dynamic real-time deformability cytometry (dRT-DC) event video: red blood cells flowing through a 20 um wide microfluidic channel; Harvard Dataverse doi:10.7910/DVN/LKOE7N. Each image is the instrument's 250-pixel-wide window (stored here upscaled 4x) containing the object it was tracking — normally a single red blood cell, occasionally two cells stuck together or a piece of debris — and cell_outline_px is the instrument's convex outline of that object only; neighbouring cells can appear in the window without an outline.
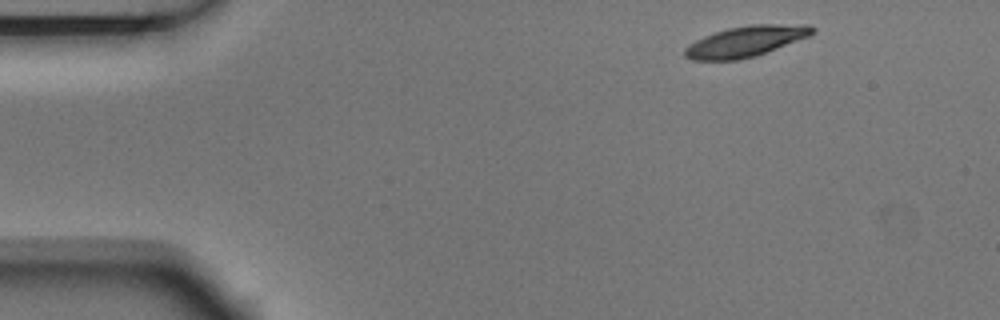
{"species": "Egyptian fruit bat (a non-hibernating species)", "species_latin": "Rousettus aegyptiacus", "temperature_condition": "room temperature", "stored_images_in_passage": 3, "camera_frame_rate_fps": 3000, "um_per_image_px": 0.085, "animal": {"sex": "male"}, "frame": {"image": 1, "passage_image": 1, "time_ms": 0.0, "image_size_px": [1000, 320], "cell_outline_px": [[816, 32], [808, 36], [756, 56], [740, 60], [692, 60], [684, 56], [684, 48], [688, 44], [704, 36], [728, 28], [752, 24], [808, 24], [816, 28]], "centroid_in_image_um": [63.39, 3.51], "position_along_channel_um": 21.6, "area_um2": 22.89}}